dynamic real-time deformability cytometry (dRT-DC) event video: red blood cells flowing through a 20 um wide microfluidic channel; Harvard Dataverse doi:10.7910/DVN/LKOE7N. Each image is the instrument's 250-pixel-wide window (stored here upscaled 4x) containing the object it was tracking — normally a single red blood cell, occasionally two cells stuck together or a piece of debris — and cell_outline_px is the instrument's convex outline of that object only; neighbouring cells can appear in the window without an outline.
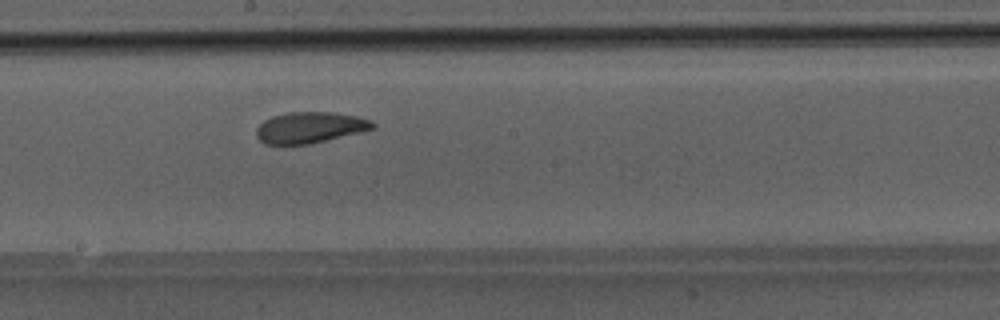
{"species": "Egyptian fruit bat (a non-hibernating species)", "species_latin": "Rousettus aegyptiacus", "temperature_condition": "room temperature", "stored_images_in_passage": 31, "camera_frame_rate_fps": 3000, "um_per_image_px": 0.085, "animal": {"sex": "male"}, "frame": {"image": 1, "passage_image": 18, "time_ms": 5.667, "image_size_px": [1000, 320], "cell_outline_px": [[376, 128], [308, 144], [264, 144], [256, 136], [256, 128], [264, 120], [272, 116], [288, 112], [332, 112], [356, 116], [372, 120], [376, 124]], "centroid_in_image_um": [26.33, 10.83], "position_along_channel_um": 221.9, "area_um2": 20.98}}